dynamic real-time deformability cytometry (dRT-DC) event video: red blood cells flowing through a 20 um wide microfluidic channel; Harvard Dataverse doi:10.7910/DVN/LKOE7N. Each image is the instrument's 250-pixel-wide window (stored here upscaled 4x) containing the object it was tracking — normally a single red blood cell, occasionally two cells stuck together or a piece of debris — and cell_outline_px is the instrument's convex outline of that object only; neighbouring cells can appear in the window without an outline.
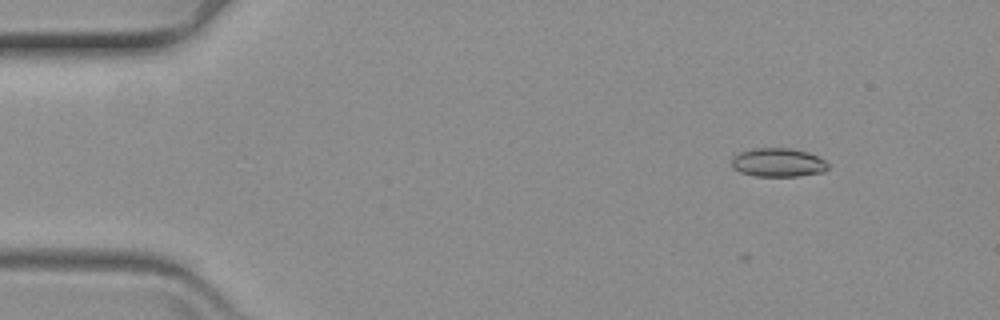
{"species": "common noctule bat (a hibernating species)", "species_latin": "Nyctalus noctula", "temperature_condition": "warm", "stored_images_in_passage": 5, "camera_frame_rate_fps": 3000, "um_per_image_px": 0.085, "animal": {"sex": "female", "body_mass_g": 19.3, "forearm_length_mm": 54.1}, "frame": {"image": 1, "passage_image": 2, "time_ms": 0.333, "image_size_px": [1000, 320], "cell_outline_px": [[828, 168], [824, 172], [796, 176], [756, 176], [740, 172], [732, 168], [732, 160], [740, 152], [756, 148], [788, 148], [808, 152], [824, 160], [828, 164]], "centroid_in_image_um": [66.14, 13.82], "position_along_channel_um": 18.9, "area_um2": 15.95}}